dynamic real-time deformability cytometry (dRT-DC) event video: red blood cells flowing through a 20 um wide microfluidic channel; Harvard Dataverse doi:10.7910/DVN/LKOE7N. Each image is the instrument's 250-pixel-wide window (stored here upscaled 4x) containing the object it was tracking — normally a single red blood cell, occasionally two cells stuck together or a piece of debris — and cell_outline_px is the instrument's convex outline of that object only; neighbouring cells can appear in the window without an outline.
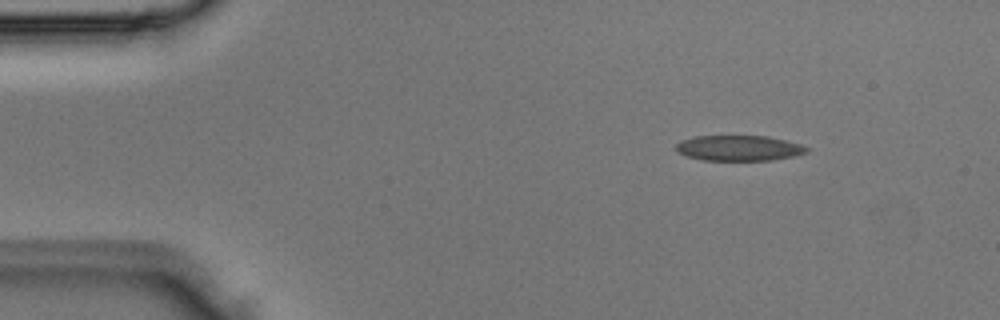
{"species": "Egyptian fruit bat (a non-hibernating species)", "species_latin": "Rousettus aegyptiacus", "temperature_condition": "room temperature", "stored_images_in_passage": 3, "camera_frame_rate_fps": 3000, "um_per_image_px": 0.085, "animal": {"sex": "male"}, "frame": {"image": 1, "passage_image": 1, "time_ms": 0.0, "image_size_px": [1000, 320], "cell_outline_px": [[808, 152], [792, 156], [772, 160], [700, 160], [684, 156], [676, 152], [676, 144], [680, 140], [696, 136], [768, 136], [800, 144], [808, 148]], "centroid_in_image_um": [62.74, 12.59], "position_along_channel_um": 22.3, "area_um2": 19.42}}
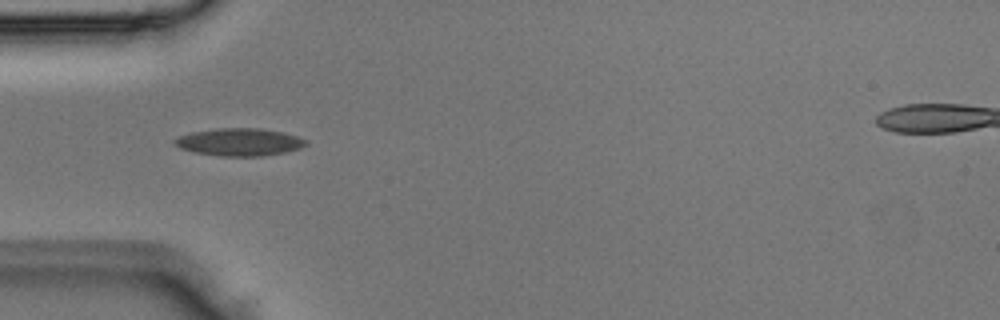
{"frame": {"image": 2, "passage_image": 3, "time_ms": 0.667, "image_size_px": [1000, 320], "cell_outline_px": [[308, 144], [300, 148], [284, 152], [260, 156], [220, 156], [196, 152], [180, 148], [172, 144], [172, 140], [180, 136], [192, 132], [216, 128], [260, 128], [284, 132], [308, 140]], "centroid_in_image_um": [20.35, 12.07], "position_along_channel_um": 64.7, "area_um2": 21.1}}